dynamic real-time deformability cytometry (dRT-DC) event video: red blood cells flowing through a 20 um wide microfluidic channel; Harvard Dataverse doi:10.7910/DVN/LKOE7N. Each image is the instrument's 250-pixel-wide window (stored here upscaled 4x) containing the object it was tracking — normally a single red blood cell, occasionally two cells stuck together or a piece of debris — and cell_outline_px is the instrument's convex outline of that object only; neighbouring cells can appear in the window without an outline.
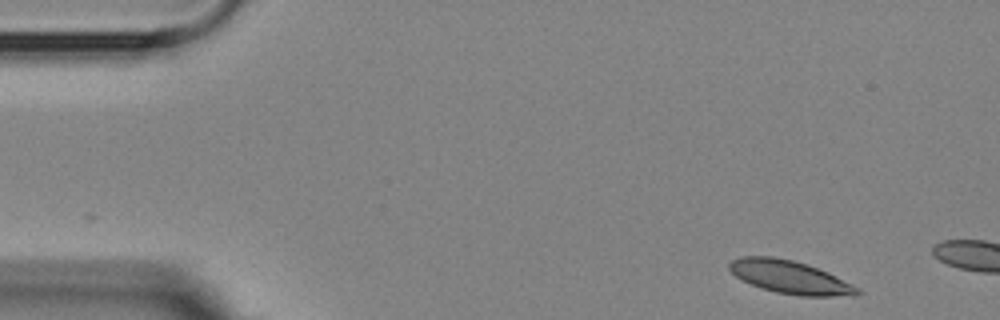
{"species": "Egyptian fruit bat (a non-hibernating species)", "species_latin": "Rousettus aegyptiacus", "temperature_condition": "room temperature", "stored_images_in_passage": 3, "camera_frame_rate_fps": 3000, "um_per_image_px": 0.085, "animal": {"sex": "female"}, "frame": {"image": 1, "passage_image": 1, "time_ms": 0.0, "image_size_px": [1000, 320], "cell_outline_px": [[864, 292], [856, 296], [800, 296], [776, 292], [760, 288], [740, 280], [728, 268], [728, 264], [732, 260], [740, 256], [772, 256], [792, 260], [828, 272], [860, 288]], "centroid_in_image_um": [67.15, 23.57], "position_along_channel_um": 17.8, "area_um2": 24.8}}